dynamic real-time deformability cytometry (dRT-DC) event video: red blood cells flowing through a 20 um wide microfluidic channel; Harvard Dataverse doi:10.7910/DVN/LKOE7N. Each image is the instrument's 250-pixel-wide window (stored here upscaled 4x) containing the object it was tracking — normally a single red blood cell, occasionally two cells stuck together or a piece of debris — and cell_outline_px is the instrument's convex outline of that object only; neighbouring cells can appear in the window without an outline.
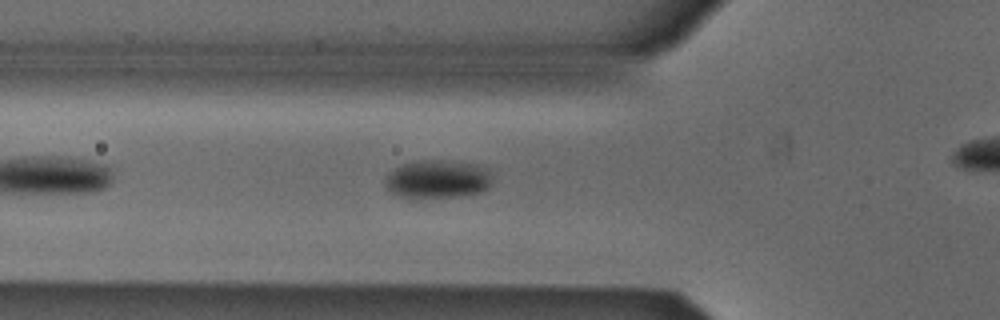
{"species": "Egyptian fruit bat (a non-hibernating species)", "species_latin": "Rousettus aegyptiacus", "temperature_condition": "cold", "stored_images_in_passage": 31, "camera_frame_rate_fps": 3000, "um_per_image_px": 0.085, "animal": {"sex": "male"}, "frame": {"image": 1, "passage_image": 6, "time_ms": 1.667, "image_size_px": [1000, 320], "cell_outline_px": [[492, 184], [484, 192], [460, 196], [400, 196], [392, 192], [384, 184], [384, 180], [400, 164], [420, 160], [444, 160], [476, 164], [488, 168], [492, 180]], "centroid_in_image_um": [37.27, 15.2], "position_along_channel_um": 88.5, "area_um2": 23.64}}
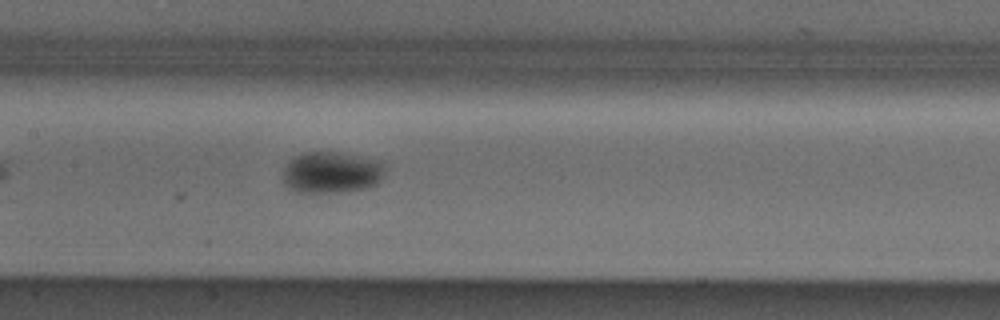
{"frame": {"image": 2, "passage_image": 13, "time_ms": 4.0, "image_size_px": [1000, 320], "cell_outline_px": [[384, 176], [376, 184], [368, 188], [348, 192], [296, 192], [284, 180], [284, 168], [288, 160], [304, 152], [336, 152], [384, 160]], "centroid_in_image_um": [28.25, 14.65], "position_along_channel_um": 179.2, "area_um2": 24.85}}
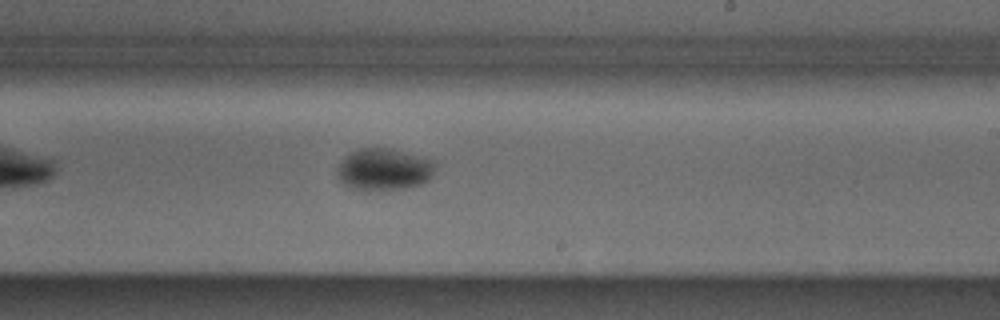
{"frame": {"image": 3, "passage_image": 19, "time_ms": 6.0, "image_size_px": [1000, 320], "cell_outline_px": [[436, 168], [432, 176], [428, 180], [420, 184], [404, 188], [352, 188], [344, 184], [336, 176], [336, 172], [344, 156], [360, 148], [388, 148], [436, 160]], "centroid_in_image_um": [32.67, 14.36], "position_along_channel_um": 256.3, "area_um2": 23.52}}